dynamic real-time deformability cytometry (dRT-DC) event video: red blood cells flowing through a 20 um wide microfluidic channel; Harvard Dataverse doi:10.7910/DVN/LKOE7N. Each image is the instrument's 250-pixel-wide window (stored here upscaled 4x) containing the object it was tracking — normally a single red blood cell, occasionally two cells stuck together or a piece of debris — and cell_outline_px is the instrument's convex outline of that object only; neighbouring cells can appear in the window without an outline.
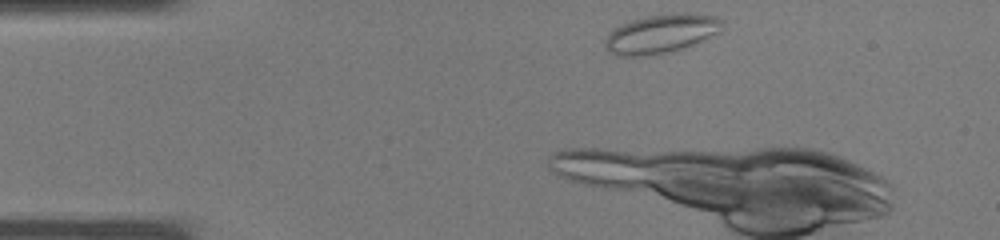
{"species": "common noctule bat (a hibernating species)", "species_latin": "Nyctalus noctula", "temperature_condition": "warm", "stored_images_in_passage": 3, "camera_frame_rate_fps": 3000, "um_per_image_px": 0.085, "animal": {"sex": "male", "body_mass_g": 19.0, "forearm_length_mm": 50.8}, "frame": {"image": 1, "passage_image": 1, "time_ms": 0.0, "image_size_px": [1000, 240], "cell_outline_px": [[724, 20], [720, 32], [692, 44], [668, 52], [648, 56], [616, 56], [608, 52], [604, 48], [604, 40], [620, 24], [632, 20], [648, 16], [684, 12], [688, 12], [716, 16]], "centroid_in_image_um": [56.19, 2.86], "position_along_channel_um": 28.8, "area_um2": 26.53}}